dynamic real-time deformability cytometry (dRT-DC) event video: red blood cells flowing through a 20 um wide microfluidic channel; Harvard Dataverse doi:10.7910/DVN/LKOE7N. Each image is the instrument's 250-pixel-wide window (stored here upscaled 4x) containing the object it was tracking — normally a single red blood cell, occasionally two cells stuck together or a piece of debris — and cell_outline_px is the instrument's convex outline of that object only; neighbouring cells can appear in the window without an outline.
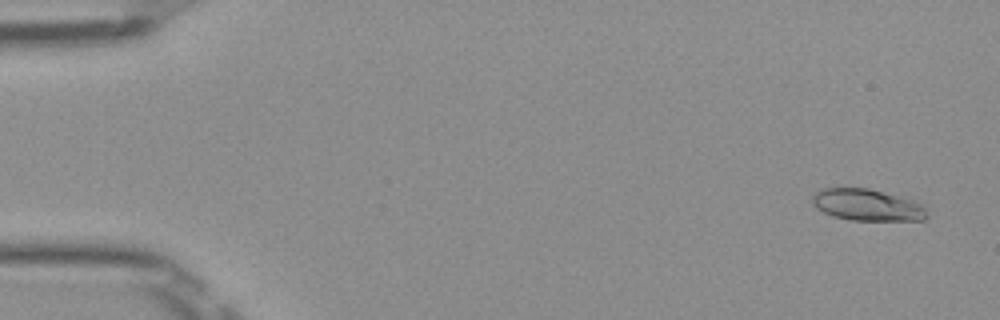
{"species": "Egyptian fruit bat (a non-hibernating species)", "species_latin": "Rousettus aegyptiacus", "temperature_condition": "room temperature", "stored_images_in_passage": 51, "camera_frame_rate_fps": 3000, "um_per_image_px": 0.085, "frame": {"image": 1, "passage_image": 3, "time_ms": 0.667, "image_size_px": [1000, 320], "cell_outline_px": [[928, 216], [924, 220], [852, 220], [832, 216], [816, 208], [812, 204], [812, 196], [820, 188], [868, 188], [896, 196], [920, 204], [924, 208]], "centroid_in_image_um": [73.64, 17.43], "position_along_channel_um": 11.4, "area_um2": 20.81}}
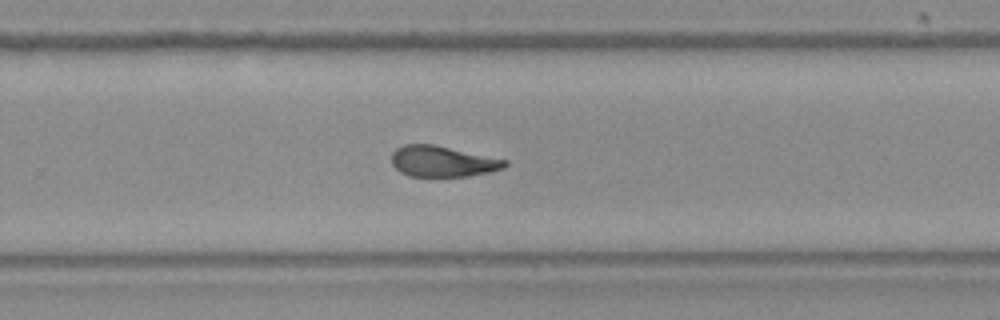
{"frame": {"image": 2, "passage_image": 34, "time_ms": 11.0, "image_size_px": [1000, 320], "cell_outline_px": [[508, 164], [504, 168], [488, 172], [468, 176], [408, 176], [400, 172], [392, 164], [392, 152], [396, 148], [404, 144], [432, 144], [508, 160]], "centroid_in_image_um": [37.6, 13.71], "position_along_channel_um": 292.2, "area_um2": 20.29}}
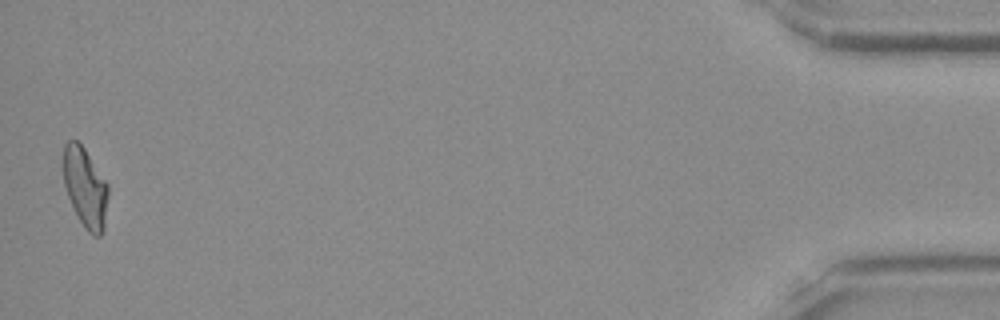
{"frame": {"image": 3, "passage_image": 51, "time_ms": 16.667, "image_size_px": [1000, 320], "cell_outline_px": [[108, 196], [104, 228], [100, 236], [92, 236], [88, 232], [80, 220], [68, 196], [64, 184], [64, 144], [68, 140], [76, 140], [84, 148], [108, 184]], "centroid_in_image_um": [7.26, 15.95], "position_along_channel_um": 427.9, "area_um2": 20.52}, "authors_computed_cell_mechanics": {"area_um2": 21.1548, "velocity_mm_per_s": 3.9919, "shape_relaxation_time_tau1_ms": null, "shape_relaxation_time_tau2_ms": 3.3868, "deformation_change_tau1": null, "deformation_change_tau2": 0.1068}}